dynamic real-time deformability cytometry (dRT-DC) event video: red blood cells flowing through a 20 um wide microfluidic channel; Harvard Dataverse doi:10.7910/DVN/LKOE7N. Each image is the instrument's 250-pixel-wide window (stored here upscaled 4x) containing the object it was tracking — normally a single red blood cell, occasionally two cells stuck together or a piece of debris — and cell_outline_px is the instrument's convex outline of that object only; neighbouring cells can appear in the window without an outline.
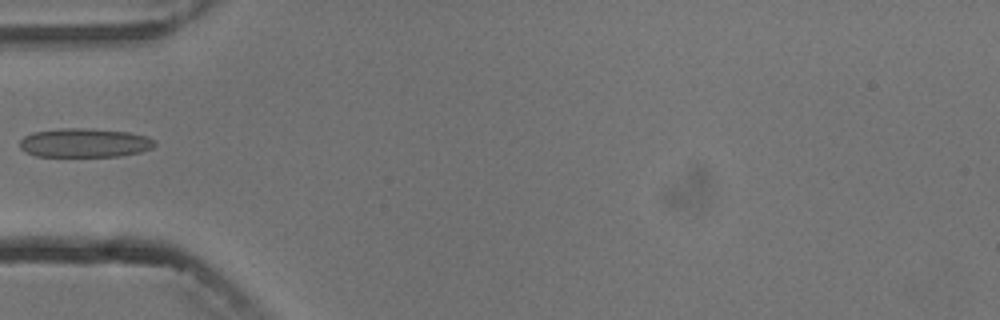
{"species": "common noctule bat (a hibernating species)", "species_latin": "Nyctalus noctula", "temperature_condition": "cold", "stored_images_in_passage": 7, "camera_frame_rate_fps": 3000, "um_per_image_px": 0.085, "animal": {"sex": "male", "body_mass_g": 13.3}, "frame": {"image": 1, "passage_image": 5, "time_ms": 4.667, "image_size_px": [1000, 320], "cell_outline_px": [[156, 144], [152, 148], [140, 152], [120, 156], [36, 156], [24, 152], [20, 148], [20, 140], [24, 136], [32, 132], [60, 128], [84, 128], [128, 132], [148, 136], [156, 140]], "centroid_in_image_um": [7.19, 12.14], "position_along_channel_um": 77.8, "area_um2": 22.95}}
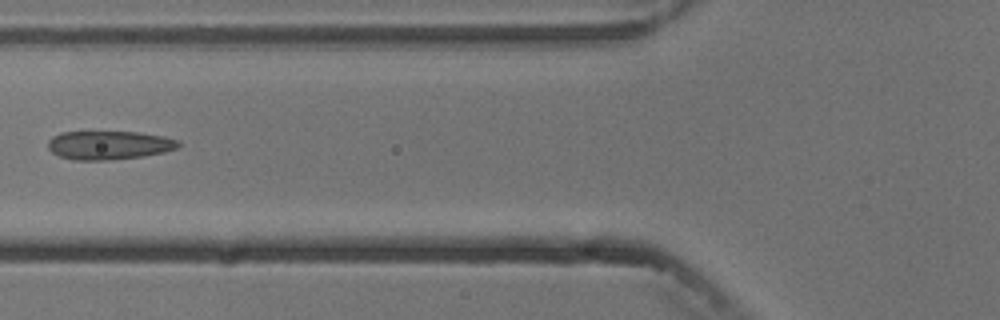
{"frame": {"image": 2, "passage_image": 6, "time_ms": 5.667, "image_size_px": [1000, 320], "cell_outline_px": [[180, 144], [176, 148], [164, 152], [144, 156], [112, 160], [72, 160], [60, 156], [52, 152], [48, 148], [48, 140], [52, 136], [60, 132], [136, 132], [164, 136], [176, 140]], "centroid_in_image_um": [9.23, 12.34], "position_along_channel_um": 116.6, "area_um2": 21.79}}
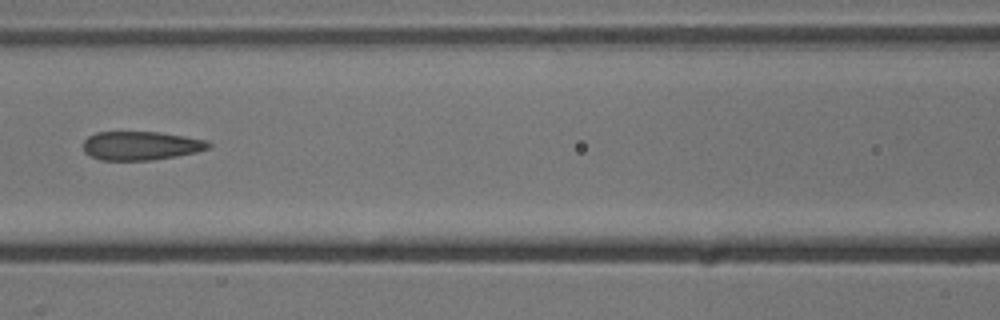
{"frame": {"image": 3, "passage_image": 7, "time_ms": 6.667, "image_size_px": [1000, 320], "cell_outline_px": [[212, 144], [208, 148], [196, 152], [176, 156], [152, 160], [100, 160], [84, 152], [84, 140], [88, 136], [96, 132], [160, 132], [208, 140]], "centroid_in_image_um": [11.98, 12.38], "position_along_channel_um": 154.6, "area_um2": 20.98}}